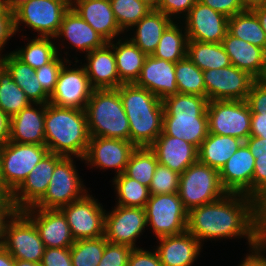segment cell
Returning <instances> with one entry per match:
<instances>
[{
  "label": "cell",
  "instance_id": "3",
  "mask_svg": "<svg viewBox=\"0 0 266 266\" xmlns=\"http://www.w3.org/2000/svg\"><path fill=\"white\" fill-rule=\"evenodd\" d=\"M208 99L195 94L177 93L163 100L162 133L178 137L199 149L209 134Z\"/></svg>",
  "mask_w": 266,
  "mask_h": 266
},
{
  "label": "cell",
  "instance_id": "20",
  "mask_svg": "<svg viewBox=\"0 0 266 266\" xmlns=\"http://www.w3.org/2000/svg\"><path fill=\"white\" fill-rule=\"evenodd\" d=\"M255 158L243 142L219 171L220 182L227 193L252 197Z\"/></svg>",
  "mask_w": 266,
  "mask_h": 266
},
{
  "label": "cell",
  "instance_id": "2",
  "mask_svg": "<svg viewBox=\"0 0 266 266\" xmlns=\"http://www.w3.org/2000/svg\"><path fill=\"white\" fill-rule=\"evenodd\" d=\"M44 127L49 152L83 161L90 141L85 110L47 103Z\"/></svg>",
  "mask_w": 266,
  "mask_h": 266
},
{
  "label": "cell",
  "instance_id": "4",
  "mask_svg": "<svg viewBox=\"0 0 266 266\" xmlns=\"http://www.w3.org/2000/svg\"><path fill=\"white\" fill-rule=\"evenodd\" d=\"M85 112L90 137L130 141L129 120L117 89H94Z\"/></svg>",
  "mask_w": 266,
  "mask_h": 266
},
{
  "label": "cell",
  "instance_id": "54",
  "mask_svg": "<svg viewBox=\"0 0 266 266\" xmlns=\"http://www.w3.org/2000/svg\"><path fill=\"white\" fill-rule=\"evenodd\" d=\"M198 1L207 5L213 10L224 14L228 18L244 11L239 0H198Z\"/></svg>",
  "mask_w": 266,
  "mask_h": 266
},
{
  "label": "cell",
  "instance_id": "5",
  "mask_svg": "<svg viewBox=\"0 0 266 266\" xmlns=\"http://www.w3.org/2000/svg\"><path fill=\"white\" fill-rule=\"evenodd\" d=\"M48 152L45 144L8 141L4 145H0L3 193L10 197Z\"/></svg>",
  "mask_w": 266,
  "mask_h": 266
},
{
  "label": "cell",
  "instance_id": "23",
  "mask_svg": "<svg viewBox=\"0 0 266 266\" xmlns=\"http://www.w3.org/2000/svg\"><path fill=\"white\" fill-rule=\"evenodd\" d=\"M71 8L107 42L123 33L112 11L110 0H71Z\"/></svg>",
  "mask_w": 266,
  "mask_h": 266
},
{
  "label": "cell",
  "instance_id": "13",
  "mask_svg": "<svg viewBox=\"0 0 266 266\" xmlns=\"http://www.w3.org/2000/svg\"><path fill=\"white\" fill-rule=\"evenodd\" d=\"M208 101L246 100L256 80L248 72L230 65L203 71Z\"/></svg>",
  "mask_w": 266,
  "mask_h": 266
},
{
  "label": "cell",
  "instance_id": "24",
  "mask_svg": "<svg viewBox=\"0 0 266 266\" xmlns=\"http://www.w3.org/2000/svg\"><path fill=\"white\" fill-rule=\"evenodd\" d=\"M150 148L156 154L159 164L179 174L198 161V149L178 137L159 135Z\"/></svg>",
  "mask_w": 266,
  "mask_h": 266
},
{
  "label": "cell",
  "instance_id": "17",
  "mask_svg": "<svg viewBox=\"0 0 266 266\" xmlns=\"http://www.w3.org/2000/svg\"><path fill=\"white\" fill-rule=\"evenodd\" d=\"M63 156L48 152L10 195L18 211L34 206L46 193L56 164Z\"/></svg>",
  "mask_w": 266,
  "mask_h": 266
},
{
  "label": "cell",
  "instance_id": "45",
  "mask_svg": "<svg viewBox=\"0 0 266 266\" xmlns=\"http://www.w3.org/2000/svg\"><path fill=\"white\" fill-rule=\"evenodd\" d=\"M180 174L158 163L149 186L150 195L178 193Z\"/></svg>",
  "mask_w": 266,
  "mask_h": 266
},
{
  "label": "cell",
  "instance_id": "29",
  "mask_svg": "<svg viewBox=\"0 0 266 266\" xmlns=\"http://www.w3.org/2000/svg\"><path fill=\"white\" fill-rule=\"evenodd\" d=\"M127 117L164 114L163 101L135 83L122 84L117 88Z\"/></svg>",
  "mask_w": 266,
  "mask_h": 266
},
{
  "label": "cell",
  "instance_id": "59",
  "mask_svg": "<svg viewBox=\"0 0 266 266\" xmlns=\"http://www.w3.org/2000/svg\"><path fill=\"white\" fill-rule=\"evenodd\" d=\"M10 117L0 109V145L9 141Z\"/></svg>",
  "mask_w": 266,
  "mask_h": 266
},
{
  "label": "cell",
  "instance_id": "19",
  "mask_svg": "<svg viewBox=\"0 0 266 266\" xmlns=\"http://www.w3.org/2000/svg\"><path fill=\"white\" fill-rule=\"evenodd\" d=\"M22 212L34 223L45 248H70L74 244L66 216L60 209L32 206Z\"/></svg>",
  "mask_w": 266,
  "mask_h": 266
},
{
  "label": "cell",
  "instance_id": "52",
  "mask_svg": "<svg viewBox=\"0 0 266 266\" xmlns=\"http://www.w3.org/2000/svg\"><path fill=\"white\" fill-rule=\"evenodd\" d=\"M42 266H72L70 248H45Z\"/></svg>",
  "mask_w": 266,
  "mask_h": 266
},
{
  "label": "cell",
  "instance_id": "35",
  "mask_svg": "<svg viewBox=\"0 0 266 266\" xmlns=\"http://www.w3.org/2000/svg\"><path fill=\"white\" fill-rule=\"evenodd\" d=\"M178 24L173 20L163 31L158 46L152 54L155 58L176 63L187 56L188 36L185 27Z\"/></svg>",
  "mask_w": 266,
  "mask_h": 266
},
{
  "label": "cell",
  "instance_id": "37",
  "mask_svg": "<svg viewBox=\"0 0 266 266\" xmlns=\"http://www.w3.org/2000/svg\"><path fill=\"white\" fill-rule=\"evenodd\" d=\"M52 39L54 38L37 36L31 39L26 47L11 52L23 63L36 70L51 62L59 54L58 47Z\"/></svg>",
  "mask_w": 266,
  "mask_h": 266
},
{
  "label": "cell",
  "instance_id": "47",
  "mask_svg": "<svg viewBox=\"0 0 266 266\" xmlns=\"http://www.w3.org/2000/svg\"><path fill=\"white\" fill-rule=\"evenodd\" d=\"M252 198L266 212V159H255Z\"/></svg>",
  "mask_w": 266,
  "mask_h": 266
},
{
  "label": "cell",
  "instance_id": "41",
  "mask_svg": "<svg viewBox=\"0 0 266 266\" xmlns=\"http://www.w3.org/2000/svg\"><path fill=\"white\" fill-rule=\"evenodd\" d=\"M113 185L118 199L116 205L144 208L149 200V188L124 173L114 177Z\"/></svg>",
  "mask_w": 266,
  "mask_h": 266
},
{
  "label": "cell",
  "instance_id": "26",
  "mask_svg": "<svg viewBox=\"0 0 266 266\" xmlns=\"http://www.w3.org/2000/svg\"><path fill=\"white\" fill-rule=\"evenodd\" d=\"M85 56L87 64L83 66L94 89H117L122 85L117 73L113 46L109 42Z\"/></svg>",
  "mask_w": 266,
  "mask_h": 266
},
{
  "label": "cell",
  "instance_id": "22",
  "mask_svg": "<svg viewBox=\"0 0 266 266\" xmlns=\"http://www.w3.org/2000/svg\"><path fill=\"white\" fill-rule=\"evenodd\" d=\"M45 112L46 104L31 103L10 117L9 141L38 145L45 144Z\"/></svg>",
  "mask_w": 266,
  "mask_h": 266
},
{
  "label": "cell",
  "instance_id": "67",
  "mask_svg": "<svg viewBox=\"0 0 266 266\" xmlns=\"http://www.w3.org/2000/svg\"><path fill=\"white\" fill-rule=\"evenodd\" d=\"M0 167H1V165H0ZM0 190L3 192V180L1 177V168H0Z\"/></svg>",
  "mask_w": 266,
  "mask_h": 266
},
{
  "label": "cell",
  "instance_id": "16",
  "mask_svg": "<svg viewBox=\"0 0 266 266\" xmlns=\"http://www.w3.org/2000/svg\"><path fill=\"white\" fill-rule=\"evenodd\" d=\"M183 19L188 40L222 43L228 32L229 18L199 1Z\"/></svg>",
  "mask_w": 266,
  "mask_h": 266
},
{
  "label": "cell",
  "instance_id": "10",
  "mask_svg": "<svg viewBox=\"0 0 266 266\" xmlns=\"http://www.w3.org/2000/svg\"><path fill=\"white\" fill-rule=\"evenodd\" d=\"M209 133L245 141L250 136L251 111L245 100L208 101Z\"/></svg>",
  "mask_w": 266,
  "mask_h": 266
},
{
  "label": "cell",
  "instance_id": "44",
  "mask_svg": "<svg viewBox=\"0 0 266 266\" xmlns=\"http://www.w3.org/2000/svg\"><path fill=\"white\" fill-rule=\"evenodd\" d=\"M110 3L122 32L128 31L129 28L132 30V27L152 10L141 0H110Z\"/></svg>",
  "mask_w": 266,
  "mask_h": 266
},
{
  "label": "cell",
  "instance_id": "11",
  "mask_svg": "<svg viewBox=\"0 0 266 266\" xmlns=\"http://www.w3.org/2000/svg\"><path fill=\"white\" fill-rule=\"evenodd\" d=\"M2 246L15 260L41 263L45 245L34 223L17 211L8 221Z\"/></svg>",
  "mask_w": 266,
  "mask_h": 266
},
{
  "label": "cell",
  "instance_id": "68",
  "mask_svg": "<svg viewBox=\"0 0 266 266\" xmlns=\"http://www.w3.org/2000/svg\"><path fill=\"white\" fill-rule=\"evenodd\" d=\"M7 196L0 190V203L6 198Z\"/></svg>",
  "mask_w": 266,
  "mask_h": 266
},
{
  "label": "cell",
  "instance_id": "7",
  "mask_svg": "<svg viewBox=\"0 0 266 266\" xmlns=\"http://www.w3.org/2000/svg\"><path fill=\"white\" fill-rule=\"evenodd\" d=\"M71 7V0H28L14 11L15 29L20 24L38 32L39 37L54 38L59 32L62 20Z\"/></svg>",
  "mask_w": 266,
  "mask_h": 266
},
{
  "label": "cell",
  "instance_id": "6",
  "mask_svg": "<svg viewBox=\"0 0 266 266\" xmlns=\"http://www.w3.org/2000/svg\"><path fill=\"white\" fill-rule=\"evenodd\" d=\"M226 193L220 182L219 171L199 161L180 174L178 194L188 211L214 202Z\"/></svg>",
  "mask_w": 266,
  "mask_h": 266
},
{
  "label": "cell",
  "instance_id": "64",
  "mask_svg": "<svg viewBox=\"0 0 266 266\" xmlns=\"http://www.w3.org/2000/svg\"><path fill=\"white\" fill-rule=\"evenodd\" d=\"M15 266H42V264L37 262L24 261V260H15Z\"/></svg>",
  "mask_w": 266,
  "mask_h": 266
},
{
  "label": "cell",
  "instance_id": "66",
  "mask_svg": "<svg viewBox=\"0 0 266 266\" xmlns=\"http://www.w3.org/2000/svg\"><path fill=\"white\" fill-rule=\"evenodd\" d=\"M260 80L266 84V65H265V71L263 73V76L260 78Z\"/></svg>",
  "mask_w": 266,
  "mask_h": 266
},
{
  "label": "cell",
  "instance_id": "28",
  "mask_svg": "<svg viewBox=\"0 0 266 266\" xmlns=\"http://www.w3.org/2000/svg\"><path fill=\"white\" fill-rule=\"evenodd\" d=\"M64 37L76 49L89 53L103 47L107 41L98 34L76 11L71 7L63 17L56 38Z\"/></svg>",
  "mask_w": 266,
  "mask_h": 266
},
{
  "label": "cell",
  "instance_id": "33",
  "mask_svg": "<svg viewBox=\"0 0 266 266\" xmlns=\"http://www.w3.org/2000/svg\"><path fill=\"white\" fill-rule=\"evenodd\" d=\"M109 43L113 46L117 73L121 83H136L147 55L129 39L122 41V38H119L116 43L114 41Z\"/></svg>",
  "mask_w": 266,
  "mask_h": 266
},
{
  "label": "cell",
  "instance_id": "38",
  "mask_svg": "<svg viewBox=\"0 0 266 266\" xmlns=\"http://www.w3.org/2000/svg\"><path fill=\"white\" fill-rule=\"evenodd\" d=\"M23 90L15 83L11 73L0 64V109L9 117L30 105Z\"/></svg>",
  "mask_w": 266,
  "mask_h": 266
},
{
  "label": "cell",
  "instance_id": "42",
  "mask_svg": "<svg viewBox=\"0 0 266 266\" xmlns=\"http://www.w3.org/2000/svg\"><path fill=\"white\" fill-rule=\"evenodd\" d=\"M175 78L179 93L206 97L203 71L187 56L175 63Z\"/></svg>",
  "mask_w": 266,
  "mask_h": 266
},
{
  "label": "cell",
  "instance_id": "46",
  "mask_svg": "<svg viewBox=\"0 0 266 266\" xmlns=\"http://www.w3.org/2000/svg\"><path fill=\"white\" fill-rule=\"evenodd\" d=\"M61 54H58L51 62L46 65H43L41 68L35 70V74L38 78L39 83L41 84L43 90L51 96L53 93L58 75L63 65L66 63L71 64L68 58L59 57Z\"/></svg>",
  "mask_w": 266,
  "mask_h": 266
},
{
  "label": "cell",
  "instance_id": "65",
  "mask_svg": "<svg viewBox=\"0 0 266 266\" xmlns=\"http://www.w3.org/2000/svg\"><path fill=\"white\" fill-rule=\"evenodd\" d=\"M145 4H147L152 9H157L160 3V0H141Z\"/></svg>",
  "mask_w": 266,
  "mask_h": 266
},
{
  "label": "cell",
  "instance_id": "56",
  "mask_svg": "<svg viewBox=\"0 0 266 266\" xmlns=\"http://www.w3.org/2000/svg\"><path fill=\"white\" fill-rule=\"evenodd\" d=\"M17 211L10 197H6L0 203V245H2L4 240L6 225Z\"/></svg>",
  "mask_w": 266,
  "mask_h": 266
},
{
  "label": "cell",
  "instance_id": "15",
  "mask_svg": "<svg viewBox=\"0 0 266 266\" xmlns=\"http://www.w3.org/2000/svg\"><path fill=\"white\" fill-rule=\"evenodd\" d=\"M63 65L49 103L59 107L85 110L94 88L91 86L84 66L78 68Z\"/></svg>",
  "mask_w": 266,
  "mask_h": 266
},
{
  "label": "cell",
  "instance_id": "39",
  "mask_svg": "<svg viewBox=\"0 0 266 266\" xmlns=\"http://www.w3.org/2000/svg\"><path fill=\"white\" fill-rule=\"evenodd\" d=\"M157 165L156 154L150 147H136L129 157L124 174L149 188Z\"/></svg>",
  "mask_w": 266,
  "mask_h": 266
},
{
  "label": "cell",
  "instance_id": "12",
  "mask_svg": "<svg viewBox=\"0 0 266 266\" xmlns=\"http://www.w3.org/2000/svg\"><path fill=\"white\" fill-rule=\"evenodd\" d=\"M74 240L95 239L104 236L105 211L98 200L89 194L62 206Z\"/></svg>",
  "mask_w": 266,
  "mask_h": 266
},
{
  "label": "cell",
  "instance_id": "62",
  "mask_svg": "<svg viewBox=\"0 0 266 266\" xmlns=\"http://www.w3.org/2000/svg\"><path fill=\"white\" fill-rule=\"evenodd\" d=\"M257 16L263 31L266 34V7L261 6L252 10Z\"/></svg>",
  "mask_w": 266,
  "mask_h": 266
},
{
  "label": "cell",
  "instance_id": "36",
  "mask_svg": "<svg viewBox=\"0 0 266 266\" xmlns=\"http://www.w3.org/2000/svg\"><path fill=\"white\" fill-rule=\"evenodd\" d=\"M228 32L236 38L266 50V34L251 10H244L230 17Z\"/></svg>",
  "mask_w": 266,
  "mask_h": 266
},
{
  "label": "cell",
  "instance_id": "61",
  "mask_svg": "<svg viewBox=\"0 0 266 266\" xmlns=\"http://www.w3.org/2000/svg\"><path fill=\"white\" fill-rule=\"evenodd\" d=\"M243 10H253L263 6L265 0H239Z\"/></svg>",
  "mask_w": 266,
  "mask_h": 266
},
{
  "label": "cell",
  "instance_id": "48",
  "mask_svg": "<svg viewBox=\"0 0 266 266\" xmlns=\"http://www.w3.org/2000/svg\"><path fill=\"white\" fill-rule=\"evenodd\" d=\"M132 249L128 245L107 242L98 266H127Z\"/></svg>",
  "mask_w": 266,
  "mask_h": 266
},
{
  "label": "cell",
  "instance_id": "31",
  "mask_svg": "<svg viewBox=\"0 0 266 266\" xmlns=\"http://www.w3.org/2000/svg\"><path fill=\"white\" fill-rule=\"evenodd\" d=\"M172 22L161 11L152 9L133 27L136 28L130 41L133 42L143 53L152 55L161 39L163 31Z\"/></svg>",
  "mask_w": 266,
  "mask_h": 266
},
{
  "label": "cell",
  "instance_id": "55",
  "mask_svg": "<svg viewBox=\"0 0 266 266\" xmlns=\"http://www.w3.org/2000/svg\"><path fill=\"white\" fill-rule=\"evenodd\" d=\"M249 250L251 253L246 255L239 266H266V234Z\"/></svg>",
  "mask_w": 266,
  "mask_h": 266
},
{
  "label": "cell",
  "instance_id": "1",
  "mask_svg": "<svg viewBox=\"0 0 266 266\" xmlns=\"http://www.w3.org/2000/svg\"><path fill=\"white\" fill-rule=\"evenodd\" d=\"M187 231L201 244L205 239L245 237L253 247L266 234V212L250 196L226 193L189 210Z\"/></svg>",
  "mask_w": 266,
  "mask_h": 266
},
{
  "label": "cell",
  "instance_id": "34",
  "mask_svg": "<svg viewBox=\"0 0 266 266\" xmlns=\"http://www.w3.org/2000/svg\"><path fill=\"white\" fill-rule=\"evenodd\" d=\"M187 57L202 71L232 65L222 43L188 40Z\"/></svg>",
  "mask_w": 266,
  "mask_h": 266
},
{
  "label": "cell",
  "instance_id": "18",
  "mask_svg": "<svg viewBox=\"0 0 266 266\" xmlns=\"http://www.w3.org/2000/svg\"><path fill=\"white\" fill-rule=\"evenodd\" d=\"M136 147L127 140L90 137L83 160L88 165L100 169L112 168L116 175L124 173L129 157Z\"/></svg>",
  "mask_w": 266,
  "mask_h": 266
},
{
  "label": "cell",
  "instance_id": "58",
  "mask_svg": "<svg viewBox=\"0 0 266 266\" xmlns=\"http://www.w3.org/2000/svg\"><path fill=\"white\" fill-rule=\"evenodd\" d=\"M250 136L266 139V116L251 114Z\"/></svg>",
  "mask_w": 266,
  "mask_h": 266
},
{
  "label": "cell",
  "instance_id": "9",
  "mask_svg": "<svg viewBox=\"0 0 266 266\" xmlns=\"http://www.w3.org/2000/svg\"><path fill=\"white\" fill-rule=\"evenodd\" d=\"M73 161V157H63L56 164L48 189L34 208L60 209L88 193Z\"/></svg>",
  "mask_w": 266,
  "mask_h": 266
},
{
  "label": "cell",
  "instance_id": "43",
  "mask_svg": "<svg viewBox=\"0 0 266 266\" xmlns=\"http://www.w3.org/2000/svg\"><path fill=\"white\" fill-rule=\"evenodd\" d=\"M106 243L105 236L76 240L70 247L72 266H98Z\"/></svg>",
  "mask_w": 266,
  "mask_h": 266
},
{
  "label": "cell",
  "instance_id": "14",
  "mask_svg": "<svg viewBox=\"0 0 266 266\" xmlns=\"http://www.w3.org/2000/svg\"><path fill=\"white\" fill-rule=\"evenodd\" d=\"M147 227L144 208L116 205L105 213L104 236L109 243L136 248L135 242Z\"/></svg>",
  "mask_w": 266,
  "mask_h": 266
},
{
  "label": "cell",
  "instance_id": "30",
  "mask_svg": "<svg viewBox=\"0 0 266 266\" xmlns=\"http://www.w3.org/2000/svg\"><path fill=\"white\" fill-rule=\"evenodd\" d=\"M1 63L11 73L15 83L23 90L31 103L47 104L49 95L43 90L35 69L19 60L12 52L1 55Z\"/></svg>",
  "mask_w": 266,
  "mask_h": 266
},
{
  "label": "cell",
  "instance_id": "51",
  "mask_svg": "<svg viewBox=\"0 0 266 266\" xmlns=\"http://www.w3.org/2000/svg\"><path fill=\"white\" fill-rule=\"evenodd\" d=\"M16 34L14 11L3 5L0 8V51L5 47L8 39ZM1 57V52H0Z\"/></svg>",
  "mask_w": 266,
  "mask_h": 266
},
{
  "label": "cell",
  "instance_id": "63",
  "mask_svg": "<svg viewBox=\"0 0 266 266\" xmlns=\"http://www.w3.org/2000/svg\"><path fill=\"white\" fill-rule=\"evenodd\" d=\"M28 0H3V4L7 6L9 9L14 10L21 3Z\"/></svg>",
  "mask_w": 266,
  "mask_h": 266
},
{
  "label": "cell",
  "instance_id": "50",
  "mask_svg": "<svg viewBox=\"0 0 266 266\" xmlns=\"http://www.w3.org/2000/svg\"><path fill=\"white\" fill-rule=\"evenodd\" d=\"M198 2V0H160L159 6L156 10L161 11L172 21L177 19L176 17L182 19L187 16L190 9ZM181 14L183 16H181ZM174 17V18H173Z\"/></svg>",
  "mask_w": 266,
  "mask_h": 266
},
{
  "label": "cell",
  "instance_id": "57",
  "mask_svg": "<svg viewBox=\"0 0 266 266\" xmlns=\"http://www.w3.org/2000/svg\"><path fill=\"white\" fill-rule=\"evenodd\" d=\"M244 143L255 159H266V139L249 136Z\"/></svg>",
  "mask_w": 266,
  "mask_h": 266
},
{
  "label": "cell",
  "instance_id": "60",
  "mask_svg": "<svg viewBox=\"0 0 266 266\" xmlns=\"http://www.w3.org/2000/svg\"><path fill=\"white\" fill-rule=\"evenodd\" d=\"M0 266H15V259L0 245Z\"/></svg>",
  "mask_w": 266,
  "mask_h": 266
},
{
  "label": "cell",
  "instance_id": "8",
  "mask_svg": "<svg viewBox=\"0 0 266 266\" xmlns=\"http://www.w3.org/2000/svg\"><path fill=\"white\" fill-rule=\"evenodd\" d=\"M147 226L156 238L178 235L187 230L188 210L178 193L150 195L145 207Z\"/></svg>",
  "mask_w": 266,
  "mask_h": 266
},
{
  "label": "cell",
  "instance_id": "53",
  "mask_svg": "<svg viewBox=\"0 0 266 266\" xmlns=\"http://www.w3.org/2000/svg\"><path fill=\"white\" fill-rule=\"evenodd\" d=\"M127 266H163L156 251L143 250V248H133Z\"/></svg>",
  "mask_w": 266,
  "mask_h": 266
},
{
  "label": "cell",
  "instance_id": "40",
  "mask_svg": "<svg viewBox=\"0 0 266 266\" xmlns=\"http://www.w3.org/2000/svg\"><path fill=\"white\" fill-rule=\"evenodd\" d=\"M130 128V142L135 147H150L162 133L163 114L127 117Z\"/></svg>",
  "mask_w": 266,
  "mask_h": 266
},
{
  "label": "cell",
  "instance_id": "25",
  "mask_svg": "<svg viewBox=\"0 0 266 266\" xmlns=\"http://www.w3.org/2000/svg\"><path fill=\"white\" fill-rule=\"evenodd\" d=\"M158 240L155 251L163 266H192L202 249L201 243L187 230Z\"/></svg>",
  "mask_w": 266,
  "mask_h": 266
},
{
  "label": "cell",
  "instance_id": "49",
  "mask_svg": "<svg viewBox=\"0 0 266 266\" xmlns=\"http://www.w3.org/2000/svg\"><path fill=\"white\" fill-rule=\"evenodd\" d=\"M245 101L250 108L251 114L266 116V84L260 79L255 80Z\"/></svg>",
  "mask_w": 266,
  "mask_h": 266
},
{
  "label": "cell",
  "instance_id": "27",
  "mask_svg": "<svg viewBox=\"0 0 266 266\" xmlns=\"http://www.w3.org/2000/svg\"><path fill=\"white\" fill-rule=\"evenodd\" d=\"M222 45L233 66L248 72L256 80L263 76L266 50L236 38L229 32L222 40Z\"/></svg>",
  "mask_w": 266,
  "mask_h": 266
},
{
  "label": "cell",
  "instance_id": "32",
  "mask_svg": "<svg viewBox=\"0 0 266 266\" xmlns=\"http://www.w3.org/2000/svg\"><path fill=\"white\" fill-rule=\"evenodd\" d=\"M243 142L240 138L209 133L198 149V161L220 171Z\"/></svg>",
  "mask_w": 266,
  "mask_h": 266
},
{
  "label": "cell",
  "instance_id": "69",
  "mask_svg": "<svg viewBox=\"0 0 266 266\" xmlns=\"http://www.w3.org/2000/svg\"><path fill=\"white\" fill-rule=\"evenodd\" d=\"M3 0H0V8L3 6Z\"/></svg>",
  "mask_w": 266,
  "mask_h": 266
},
{
  "label": "cell",
  "instance_id": "21",
  "mask_svg": "<svg viewBox=\"0 0 266 266\" xmlns=\"http://www.w3.org/2000/svg\"><path fill=\"white\" fill-rule=\"evenodd\" d=\"M160 100L179 93L175 78V63L147 55L140 76L135 83Z\"/></svg>",
  "mask_w": 266,
  "mask_h": 266
}]
</instances>
